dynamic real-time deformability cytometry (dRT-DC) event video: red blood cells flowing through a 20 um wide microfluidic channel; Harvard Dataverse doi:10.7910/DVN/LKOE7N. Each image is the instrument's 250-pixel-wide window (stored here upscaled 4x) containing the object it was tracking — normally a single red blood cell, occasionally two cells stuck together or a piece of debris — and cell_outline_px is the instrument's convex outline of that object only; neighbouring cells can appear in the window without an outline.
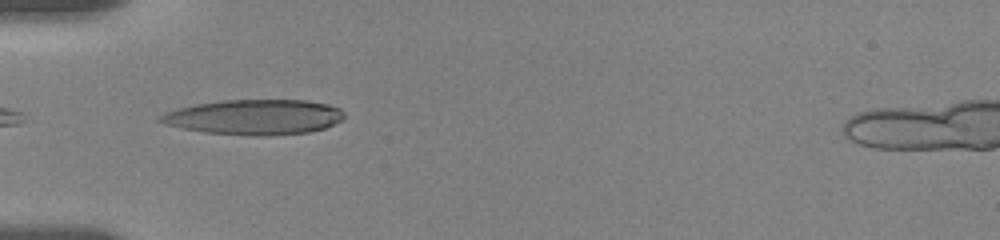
{"species": "human", "species_latin": "Homo sapiens", "temperature_condition": "room temperature", "stored_images_in_passage": 48, "camera_frame_rate_fps": 3000, "um_per_image_px": 0.085, "donor": {"sex": "female"}, "frame": {"image": 1, "passage_image": 1, "time_ms": 0.0, "image_size_px": [1000, 240], "cell_outline_px": [[344, 116], [340, 120], [324, 128], [308, 132], [268, 136], [252, 136], [204, 132], [180, 128], [164, 124], [156, 120], [156, 116], [164, 112], [176, 108], [196, 104], [224, 100], [304, 100], [328, 104], [340, 108], [344, 112]], "centroid_in_image_um": [21.55, 9.95], "position_along_channel_um": 63.5, "area_um2": 37.92}}
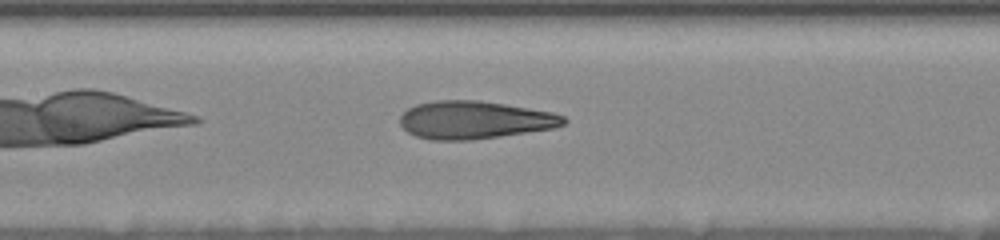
{"frame": {"image": 2, "passage_image": 8, "time_ms": 3.0, "image_size_px": [1000, 240], "cell_outline_px": [[568, 120], [564, 124], [556, 128], [472, 140], [428, 140], [416, 136], [408, 132], [400, 124], [400, 116], [408, 108], [416, 104], [436, 100], [480, 100], [552, 112], [564, 116]], "centroid_in_image_um": [40.33, 10.2], "position_along_channel_um": 167.1, "area_um2": 36.18}}
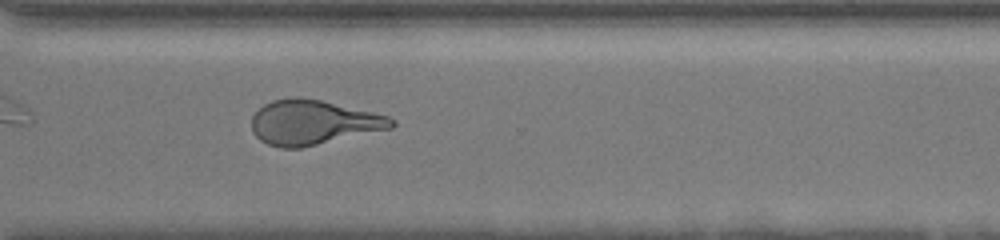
{"frame": {"image": 3, "passage_image": 32, "time_ms": 8.0, "image_size_px": [1000, 240], "cell_outline_px": [[396, 124], [392, 128], [300, 148], [280, 148], [268, 144], [260, 140], [252, 132], [252, 116], [264, 104], [272, 100], [296, 96], [300, 96], [320, 100], [372, 112], [388, 116], [396, 120]], "centroid_in_image_um": [26.6, 10.4], "position_along_channel_um": 344.0, "area_um2": 36.3}, "authors_computed_cell_mechanics": {"area_um2": 35.9227, "velocity_mm_per_s": 3.5542, "shape_relaxation_time_tau1_ms": 8.3407, "shape_relaxation_time_tau2_ms": 1.5767, "deformation_change_tau1": 0.2757, "deformation_change_tau2": 0.1143}}